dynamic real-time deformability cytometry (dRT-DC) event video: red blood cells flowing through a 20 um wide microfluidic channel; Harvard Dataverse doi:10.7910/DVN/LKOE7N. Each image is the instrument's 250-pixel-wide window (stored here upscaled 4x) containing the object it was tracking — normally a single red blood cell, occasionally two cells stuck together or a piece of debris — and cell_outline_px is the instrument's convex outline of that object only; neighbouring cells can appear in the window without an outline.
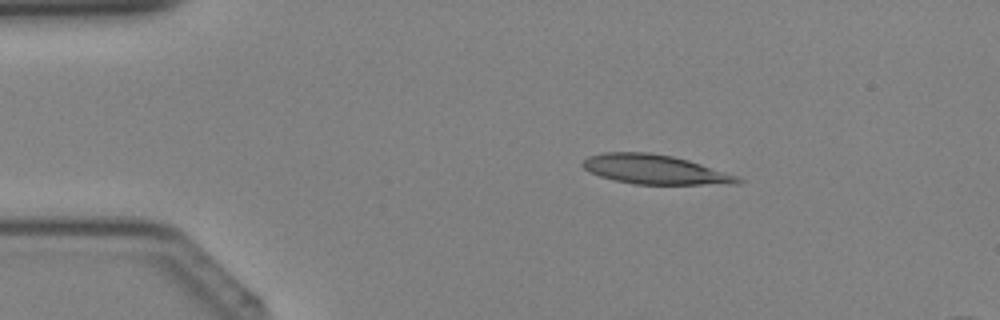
{"species": "Egyptian fruit bat (a non-hibernating species)", "species_latin": "Rousettus aegyptiacus", "temperature_condition": "cold", "stored_images_in_passage": 37, "camera_frame_rate_fps": 3000, "um_per_image_px": 0.085, "animal": {"sex": "female"}, "frame": {"image": 1, "passage_image": 5, "time_ms": 1.333, "image_size_px": [1000, 320], "cell_outline_px": [[744, 180], [700, 184], [636, 184], [616, 180], [600, 176], [584, 168], [580, 164], [588, 156], [604, 152], [648, 152], [672, 156], [688, 160], [736, 176]], "centroid_in_image_um": [55.5, 14.37], "position_along_channel_um": 29.5, "area_um2": 25.61}}
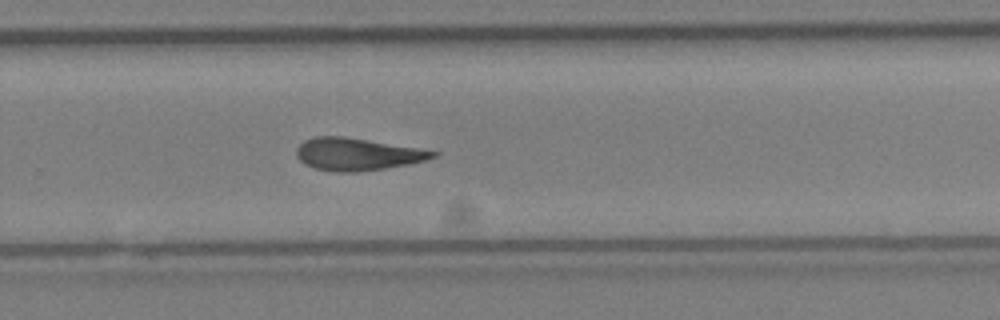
{"frame": {"image": 2, "passage_image": 24, "time_ms": 7.667, "image_size_px": [1000, 320], "cell_outline_px": [[440, 152], [436, 156], [424, 160], [408, 164], [360, 172], [336, 172], [316, 168], [304, 164], [296, 156], [296, 148], [304, 140], [316, 136], [344, 136]], "centroid_in_image_um": [30.31, 13.11], "position_along_channel_um": 299.5, "area_um2": 25.49}}
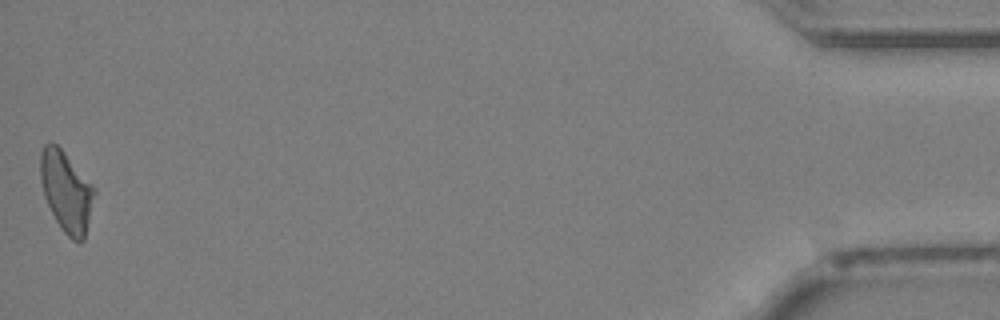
{"frame": {"image": 3, "passage_image": 37, "time_ms": 12.0, "image_size_px": [1000, 320], "cell_outline_px": [[96, 192], [84, 240], [80, 244], [72, 240], [60, 228], [44, 196], [40, 180], [40, 152], [44, 144], [56, 144], [64, 152], [96, 188]], "centroid_in_image_um": [5.65, 16.3], "position_along_channel_um": 429.6, "area_um2": 25.32}}